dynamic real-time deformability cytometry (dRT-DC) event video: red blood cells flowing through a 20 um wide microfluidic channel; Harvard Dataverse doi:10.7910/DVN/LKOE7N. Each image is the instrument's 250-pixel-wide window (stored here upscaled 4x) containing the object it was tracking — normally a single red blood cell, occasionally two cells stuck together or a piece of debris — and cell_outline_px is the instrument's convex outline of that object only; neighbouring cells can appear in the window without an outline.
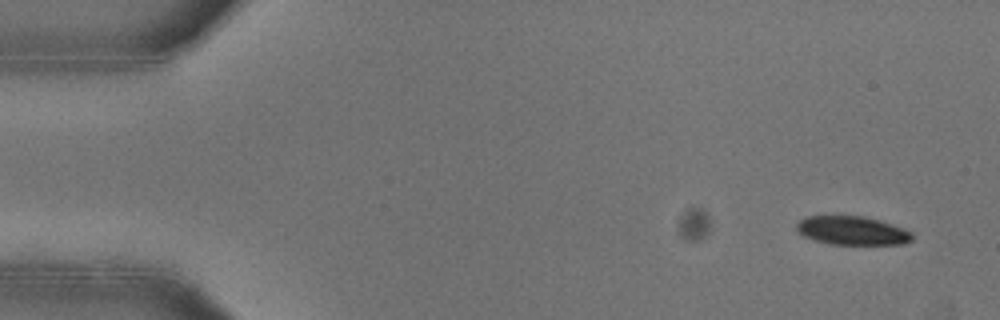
{"species": "common noctule bat (a hibernating species)", "species_latin": "Nyctalus noctula", "temperature_condition": "warm", "stored_images_in_passage": 53, "camera_frame_rate_fps": 3000, "um_per_image_px": 0.085, "animal": {"sex": "female"}, "frame": {"image": 1, "passage_image": 4, "time_ms": 1.0, "image_size_px": [1000, 320], "cell_outline_px": [[912, 240], [904, 244], [828, 244], [812, 240], [804, 236], [796, 228], [796, 224], [800, 220], [808, 216], [860, 216], [880, 220], [912, 232]], "centroid_in_image_um": [72.42, 19.61], "position_along_channel_um": 12.6, "area_um2": 19.19}}
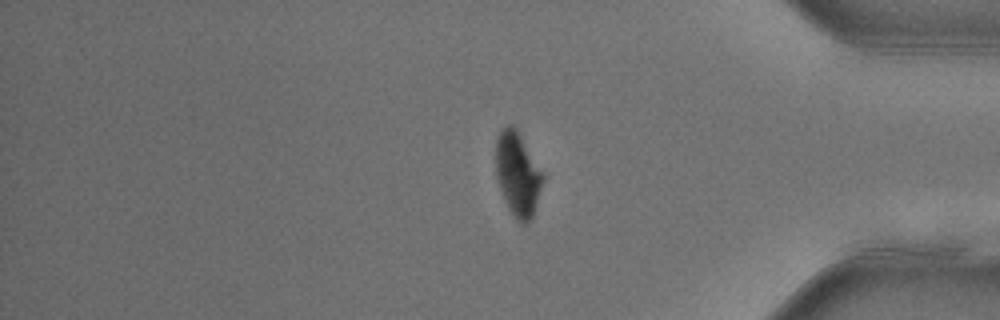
{"frame": {"image": 2, "passage_image": 44, "time_ms": 14.333, "image_size_px": [1000, 320], "cell_outline_px": [[544, 180], [532, 216], [524, 224], [520, 224], [512, 216], [504, 200], [496, 176], [496, 136], [504, 124], [512, 124], [516, 128], [544, 172]], "centroid_in_image_um": [44.0, 14.76], "position_along_channel_um": 391.2, "area_um2": 23.29}}
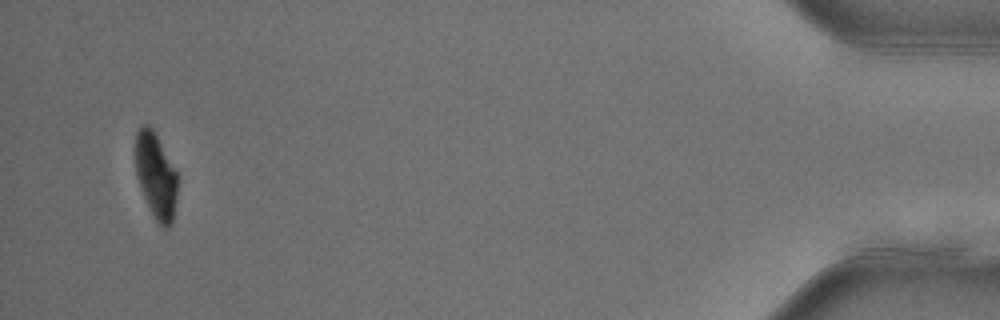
{"frame": {"image": 3, "passage_image": 51, "time_ms": 16.667, "image_size_px": [1000, 320], "cell_outline_px": [[176, 200], [172, 224], [168, 228], [164, 228], [156, 220], [144, 196], [136, 176], [136, 132], [144, 124], [148, 124], [152, 128], [176, 172]], "centroid_in_image_um": [13.24, 14.95], "position_along_channel_um": 422.0, "area_um2": 20.35}, "authors_computed_cell_mechanics": {"area_um2": 23.5246, "velocity_mm_per_s": 3.9514, "shape_relaxation_time_tau1_ms": 4.2293, "shape_relaxation_time_tau2_ms": 2.4608, "deformation_change_tau1": 0.1799, "deformation_change_tau2": 0.035}}